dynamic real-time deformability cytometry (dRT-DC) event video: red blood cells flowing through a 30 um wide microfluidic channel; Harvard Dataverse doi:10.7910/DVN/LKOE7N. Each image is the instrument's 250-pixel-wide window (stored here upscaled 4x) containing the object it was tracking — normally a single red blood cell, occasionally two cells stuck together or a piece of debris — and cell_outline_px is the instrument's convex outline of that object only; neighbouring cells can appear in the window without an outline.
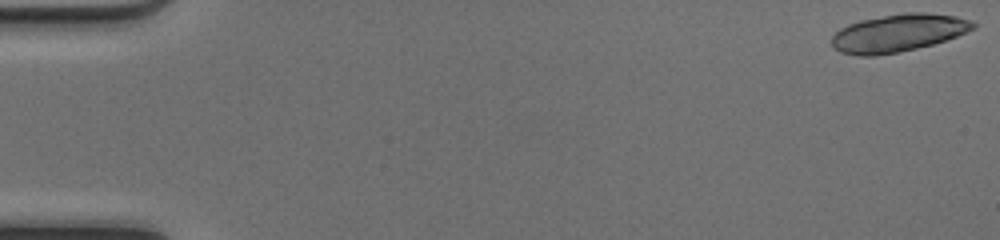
{"species": "common noctule bat (a hibernating species)", "species_latin": "Nyctalus noctula", "temperature_condition": "cold", "stored_images_in_passage": 18, "camera_frame_rate_fps": 3000, "um_per_image_px": 0.085, "animal": {"sex": "female", "body_mass_g": 17.0, "forearm_length_mm": 48.0}, "frame": {"image": 1, "passage_image": 1, "time_ms": 0.0, "image_size_px": [1000, 240], "cell_outline_px": [[976, 28], [956, 36], [932, 44], [916, 48], [896, 52], [872, 56], [856, 56], [840, 52], [832, 44], [832, 36], [840, 28], [848, 24], [860, 20], [904, 12], [924, 12], [956, 16], [972, 20], [976, 24]], "centroid_in_image_um": [76.35, 2.79], "position_along_channel_um": 8.7, "area_um2": 30.92}}